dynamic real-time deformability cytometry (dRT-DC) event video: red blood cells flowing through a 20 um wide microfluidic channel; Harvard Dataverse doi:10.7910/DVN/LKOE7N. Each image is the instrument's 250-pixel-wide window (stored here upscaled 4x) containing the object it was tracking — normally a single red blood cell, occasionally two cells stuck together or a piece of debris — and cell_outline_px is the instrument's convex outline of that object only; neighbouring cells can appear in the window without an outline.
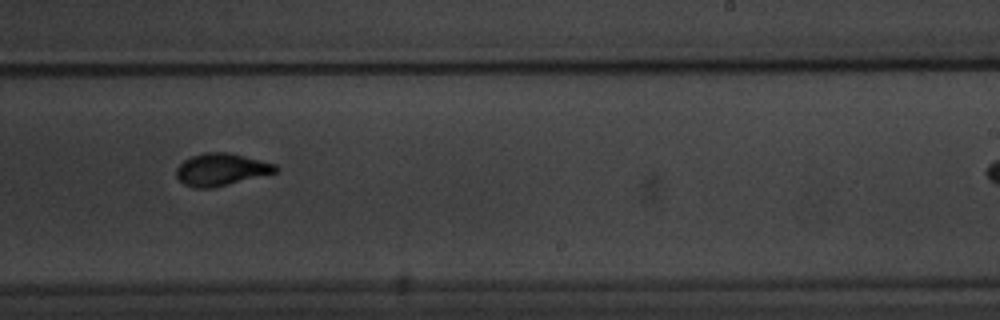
{"species": "common noctule bat (a hibernating species)", "species_latin": "Nyctalus noctula", "temperature_condition": "warm", "stored_images_in_passage": 11, "camera_frame_rate_fps": 3000, "um_per_image_px": 0.085, "animal": {"sex": "male", "body_mass_g": 20.1, "forearm_length_mm": 53.5}, "frame": {"image": 1, "passage_image": 8, "time_ms": 8.0, "image_size_px": [1000, 320], "cell_outline_px": [[276, 172], [212, 188], [192, 188], [184, 184], [176, 176], [176, 168], [184, 160], [192, 156], [204, 152], [228, 152], [276, 164]], "centroid_in_image_um": [18.75, 14.41], "position_along_channel_um": 270.3, "area_um2": 18.44}}